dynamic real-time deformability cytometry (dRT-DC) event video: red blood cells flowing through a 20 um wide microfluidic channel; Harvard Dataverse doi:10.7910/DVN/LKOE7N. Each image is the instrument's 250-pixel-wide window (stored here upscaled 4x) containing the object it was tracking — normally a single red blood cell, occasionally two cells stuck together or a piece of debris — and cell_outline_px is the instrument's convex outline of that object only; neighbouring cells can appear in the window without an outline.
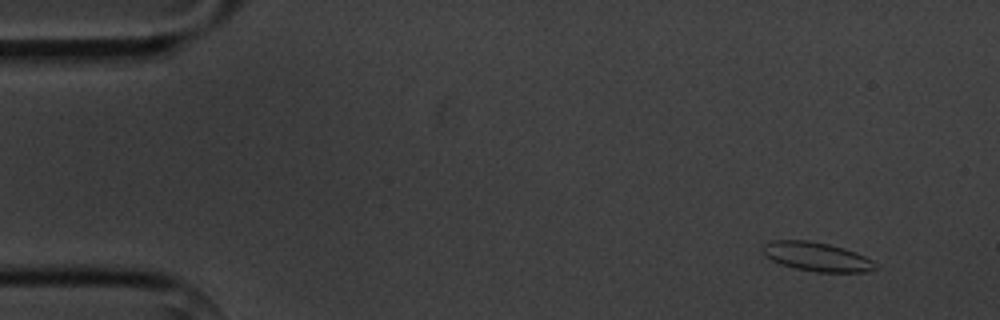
{"species": "common noctule bat (a hibernating species)", "species_latin": "Nyctalus noctula", "temperature_condition": "cold", "stored_images_in_passage": 4, "camera_frame_rate_fps": 3000, "um_per_image_px": 0.085, "animal": {"sex": "male", "body_mass_g": 20.1, "forearm_length_mm": 53.5}, "frame": {"image": 1, "passage_image": 1, "time_ms": 0.0, "image_size_px": [1000, 320], "cell_outline_px": [[876, 268], [864, 272], [816, 272], [796, 268], [780, 264], [764, 256], [764, 244], [772, 240], [808, 240], [828, 244], [844, 248], [856, 252], [872, 260], [876, 264]], "centroid_in_image_um": [69.42, 21.82], "position_along_channel_um": 15.6, "area_um2": 18.9}}
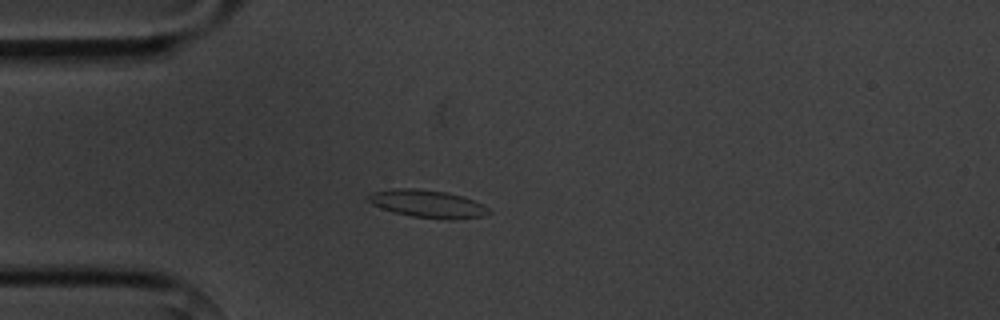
{"frame": {"image": 2, "passage_image": 4, "time_ms": 3.333, "image_size_px": [1000, 320], "cell_outline_px": [[492, 212], [484, 216], [452, 220], [412, 216], [392, 212], [380, 208], [372, 204], [368, 200], [368, 196], [372, 192], [392, 188], [416, 188], [448, 192], [464, 196], [488, 208]], "centroid_in_image_um": [36.33, 17.32], "position_along_channel_um": 48.7, "area_um2": 19.54}}